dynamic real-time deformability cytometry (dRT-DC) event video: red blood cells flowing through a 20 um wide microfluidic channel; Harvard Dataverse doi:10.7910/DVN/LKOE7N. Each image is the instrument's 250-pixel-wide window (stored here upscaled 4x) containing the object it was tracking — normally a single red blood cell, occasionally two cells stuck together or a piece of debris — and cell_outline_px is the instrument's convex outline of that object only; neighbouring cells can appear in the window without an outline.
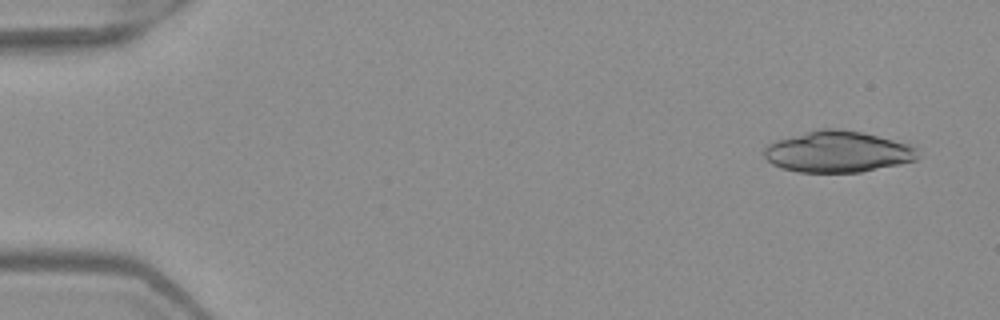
{"species": "Egyptian fruit bat (a non-hibernating species)", "species_latin": "Rousettus aegyptiacus", "temperature_condition": "warm", "stored_images_in_passage": 5, "camera_frame_rate_fps": 3000, "um_per_image_px": 0.085, "frame": {"image": 1, "passage_image": 1, "time_ms": 0.0, "image_size_px": [1000, 320], "cell_outline_px": [[920, 156], [916, 160], [900, 164], [860, 172], [800, 172], [780, 168], [772, 164], [764, 156], [764, 148], [768, 144], [776, 140], [820, 128], [836, 128], [860, 132], [908, 144], [916, 148]], "centroid_in_image_um": [71.19, 12.9], "position_along_channel_um": 13.8, "area_um2": 36.76}}